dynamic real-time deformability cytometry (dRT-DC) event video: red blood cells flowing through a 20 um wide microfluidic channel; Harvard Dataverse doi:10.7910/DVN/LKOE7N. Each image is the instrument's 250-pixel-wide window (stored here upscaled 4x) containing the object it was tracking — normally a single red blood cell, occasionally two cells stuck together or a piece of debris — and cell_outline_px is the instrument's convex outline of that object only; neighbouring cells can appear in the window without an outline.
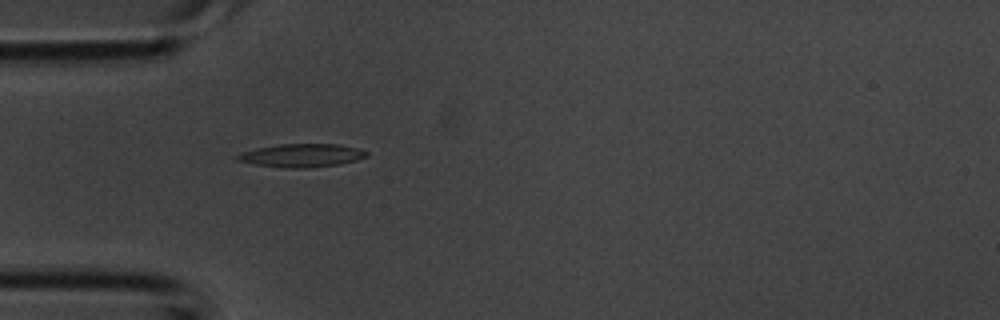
{"species": "common noctule bat (a hibernating species)", "species_latin": "Nyctalus noctula", "temperature_condition": "room temperature", "stored_images_in_passage": 3, "camera_frame_rate_fps": 3000, "um_per_image_px": 0.085, "animal": {"sex": "male", "body_mass_g": 20.1, "forearm_length_mm": 53.5}, "frame": {"image": 1, "passage_image": 3, "time_ms": 0.667, "image_size_px": [1000, 320], "cell_outline_px": [[368, 156], [356, 160], [336, 164], [308, 168], [284, 168], [252, 164], [236, 160], [236, 156], [244, 152], [256, 148], [280, 144], [336, 144], [360, 148], [368, 152]], "centroid_in_image_um": [25.65, 13.21], "position_along_channel_um": 59.4, "area_um2": 17.46}}